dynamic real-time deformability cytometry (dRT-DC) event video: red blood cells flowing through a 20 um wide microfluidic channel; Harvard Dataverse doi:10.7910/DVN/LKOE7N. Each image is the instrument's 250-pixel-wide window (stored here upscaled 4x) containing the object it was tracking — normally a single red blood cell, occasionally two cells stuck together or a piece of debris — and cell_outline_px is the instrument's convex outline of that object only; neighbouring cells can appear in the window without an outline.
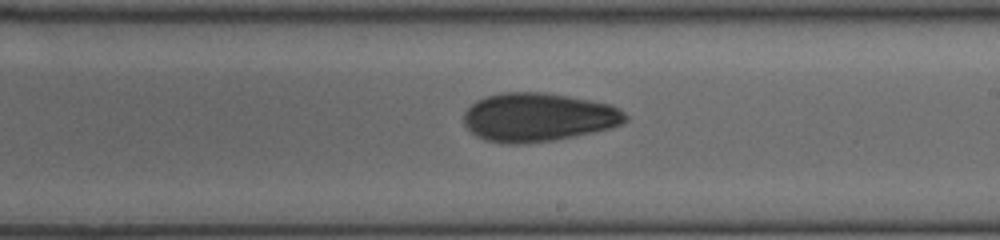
{"species": "human", "species_latin": "Homo sapiens", "temperature_condition": "cold", "stored_images_in_passage": 8, "segment_of_instrument_passage": [2, 2], "camera_frame_rate_fps": 3000, "um_per_image_px": 0.085, "donor": {"sex": "female"}, "frame": {"image": 1, "passage_image": 8, "time_ms": 2.333, "image_size_px": [1000, 240], "cell_outline_px": [[628, 120], [620, 124], [608, 128], [592, 132], [552, 140], [520, 144], [504, 144], [484, 140], [476, 136], [464, 124], [464, 112], [476, 100], [488, 96], [504, 92], [544, 92], [592, 100], [612, 104], [620, 108], [628, 116]], "centroid_in_image_um": [45.74, 9.96], "position_along_channel_um": 243.3, "area_um2": 45.78}}